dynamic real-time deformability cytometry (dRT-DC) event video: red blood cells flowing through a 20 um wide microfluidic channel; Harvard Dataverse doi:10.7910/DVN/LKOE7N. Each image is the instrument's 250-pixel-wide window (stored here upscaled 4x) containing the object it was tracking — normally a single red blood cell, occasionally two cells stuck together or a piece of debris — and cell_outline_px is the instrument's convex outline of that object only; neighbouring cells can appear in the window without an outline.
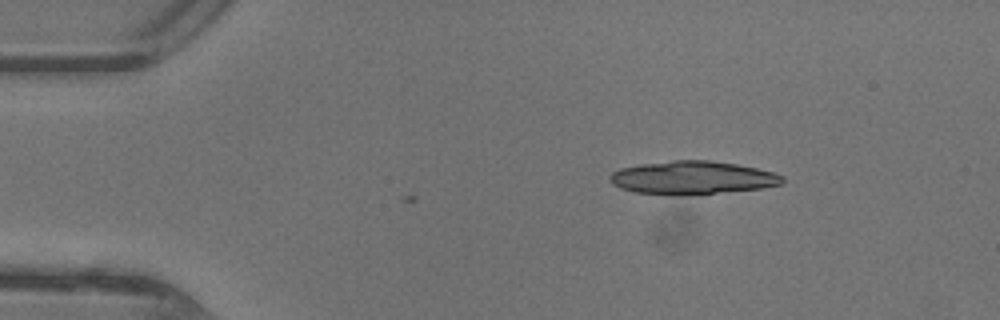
{"species": "common noctule bat (a hibernating species)", "species_latin": "Nyctalus noctula", "temperature_condition": "warm", "stored_images_in_passage": 2, "camera_frame_rate_fps": 3000, "um_per_image_px": 0.085, "animal": {"sex": "female"}, "frame": {"image": 1, "passage_image": 2, "time_ms": 0.333, "image_size_px": [1000, 320], "cell_outline_px": [[784, 180], [780, 184], [764, 188], [700, 196], [688, 196], [636, 192], [620, 188], [612, 184], [608, 176], [612, 172], [620, 168], [640, 164], [672, 160], [712, 160], [736, 164], [756, 168], [772, 172], [784, 176]], "centroid_in_image_um": [58.87, 15.12], "position_along_channel_um": 26.1, "area_um2": 33.99}}